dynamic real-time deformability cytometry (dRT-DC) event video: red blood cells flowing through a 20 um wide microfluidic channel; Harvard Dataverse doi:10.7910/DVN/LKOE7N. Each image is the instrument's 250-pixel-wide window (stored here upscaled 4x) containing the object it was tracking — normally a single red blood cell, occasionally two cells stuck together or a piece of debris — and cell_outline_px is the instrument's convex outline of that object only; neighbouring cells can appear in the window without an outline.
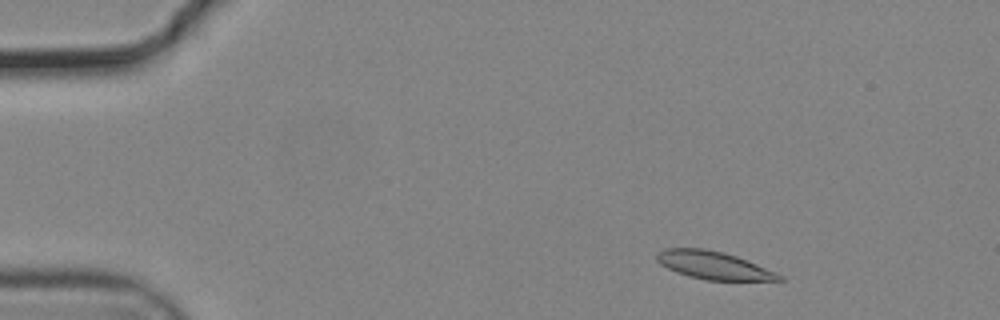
{"species": "common noctule bat (a hibernating species)", "species_latin": "Nyctalus noctula", "temperature_condition": "cold", "stored_images_in_passage": 53, "camera_frame_rate_fps": 3000, "um_per_image_px": 0.085, "animal": {"sex": "male", "body_mass_g": 19.2, "forearm_length_mm": 51.8}, "frame": {"image": 1, "passage_image": 5, "time_ms": 1.333, "image_size_px": [1000, 320], "cell_outline_px": [[784, 280], [704, 280], [688, 276], [676, 272], [660, 264], [656, 260], [656, 252], [664, 248], [704, 248], [724, 252], [736, 256], [776, 272], [784, 276]], "centroid_in_image_um": [60.61, 22.54], "position_along_channel_um": 24.4, "area_um2": 19.88}}
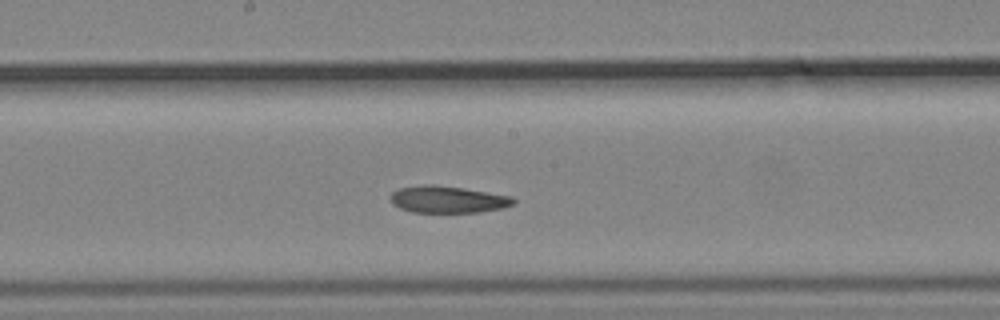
{"frame": {"image": 2, "passage_image": 27, "time_ms": 8.667, "image_size_px": [1000, 320], "cell_outline_px": [[516, 200], [512, 204], [504, 208], [476, 212], [412, 212], [400, 208], [392, 204], [388, 196], [392, 192], [400, 188], [420, 184], [432, 184], [464, 188], [512, 196]], "centroid_in_image_um": [38.02, 16.94], "position_along_channel_um": 210.2, "area_um2": 19.42}}
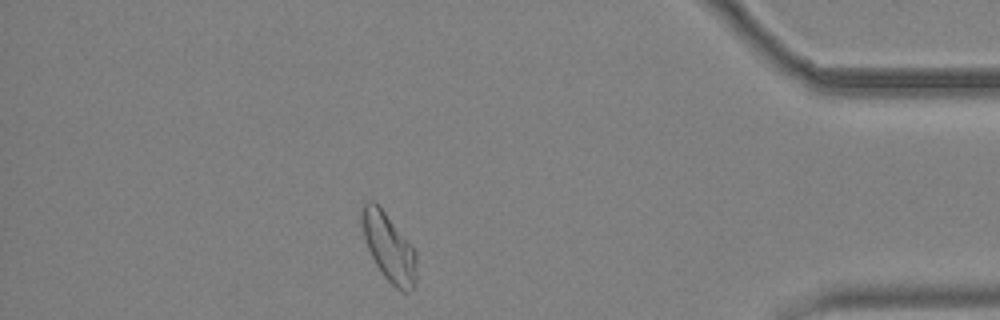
{"frame": {"image": 3, "passage_image": 46, "time_ms": 15.0, "image_size_px": [1000, 320], "cell_outline_px": [[416, 284], [408, 292], [400, 292], [384, 276], [376, 264], [368, 248], [364, 236], [360, 220], [360, 204], [364, 200], [372, 200], [384, 212], [416, 252]], "centroid_in_image_um": [33.02, 21.01], "position_along_channel_um": 402.2, "area_um2": 21.44}, "authors_computed_cell_mechanics": {"area_um2": 20.9814, "velocity_mm_per_s": 3.6751, "shape_relaxation_time_tau1_ms": 7.4566, "shape_relaxation_time_tau2_ms": 4.8844, "deformation_change_tau1": 0.1662, "deformation_change_tau2": 0.1086}}